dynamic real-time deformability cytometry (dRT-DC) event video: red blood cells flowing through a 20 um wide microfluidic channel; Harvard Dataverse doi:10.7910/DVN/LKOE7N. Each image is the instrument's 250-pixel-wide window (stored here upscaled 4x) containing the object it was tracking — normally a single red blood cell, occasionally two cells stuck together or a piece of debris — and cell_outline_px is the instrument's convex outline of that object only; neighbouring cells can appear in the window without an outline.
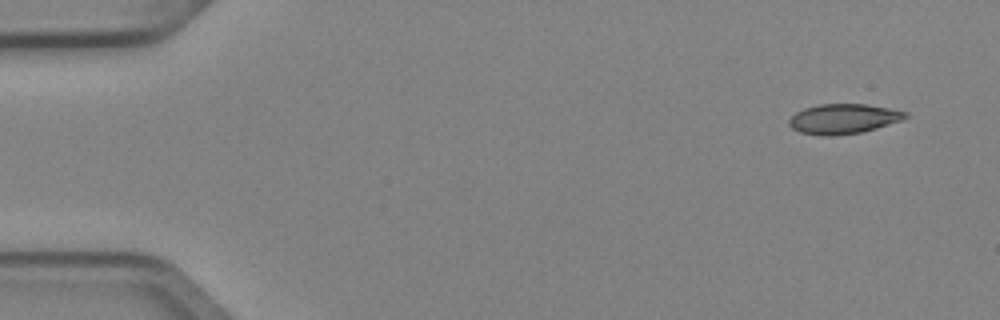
{"species": "Egyptian fruit bat (a non-hibernating species)", "species_latin": "Rousettus aegyptiacus", "temperature_condition": "cold", "stored_images_in_passage": 5, "camera_frame_rate_fps": 3000, "um_per_image_px": 0.085, "animal": {"sex": "female"}, "frame": {"image": 1, "passage_image": 1, "time_ms": 0.0, "image_size_px": [1000, 320], "cell_outline_px": [[908, 116], [904, 120], [864, 132], [832, 136], [820, 136], [800, 132], [792, 128], [788, 124], [788, 120], [796, 112], [804, 108], [820, 104], [868, 104], [908, 112]], "centroid_in_image_um": [71.71, 10.11], "position_along_channel_um": 13.3, "area_um2": 20.52}}
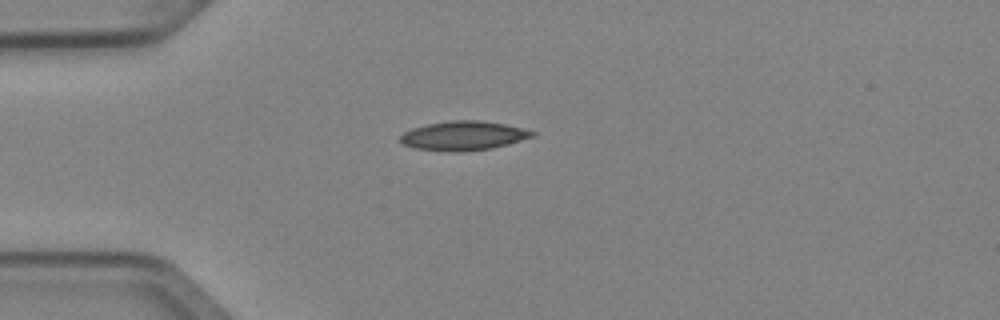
{"frame": {"image": 2, "passage_image": 3, "time_ms": 0.667, "image_size_px": [1000, 320], "cell_outline_px": [[536, 136], [508, 144], [492, 148], [460, 152], [452, 152], [416, 148], [404, 144], [400, 140], [400, 136], [404, 132], [412, 128], [428, 124], [452, 120], [480, 120], [504, 124], [524, 128], [536, 132]], "centroid_in_image_um": [39.43, 11.53], "position_along_channel_um": 45.6, "area_um2": 22.43}}
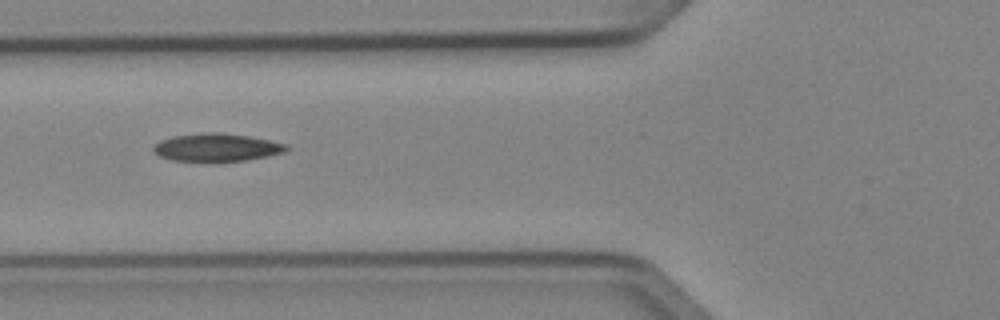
{"frame": {"image": 3, "passage_image": 5, "time_ms": 1.333, "image_size_px": [1000, 320], "cell_outline_px": [[292, 148], [284, 152], [268, 156], [248, 160], [212, 164], [172, 160], [160, 156], [152, 152], [152, 148], [160, 140], [172, 136], [200, 132], [220, 132], [248, 136], [288, 144]], "centroid_in_image_um": [18.41, 12.56], "position_along_channel_um": 107.4, "area_um2": 22.6}}